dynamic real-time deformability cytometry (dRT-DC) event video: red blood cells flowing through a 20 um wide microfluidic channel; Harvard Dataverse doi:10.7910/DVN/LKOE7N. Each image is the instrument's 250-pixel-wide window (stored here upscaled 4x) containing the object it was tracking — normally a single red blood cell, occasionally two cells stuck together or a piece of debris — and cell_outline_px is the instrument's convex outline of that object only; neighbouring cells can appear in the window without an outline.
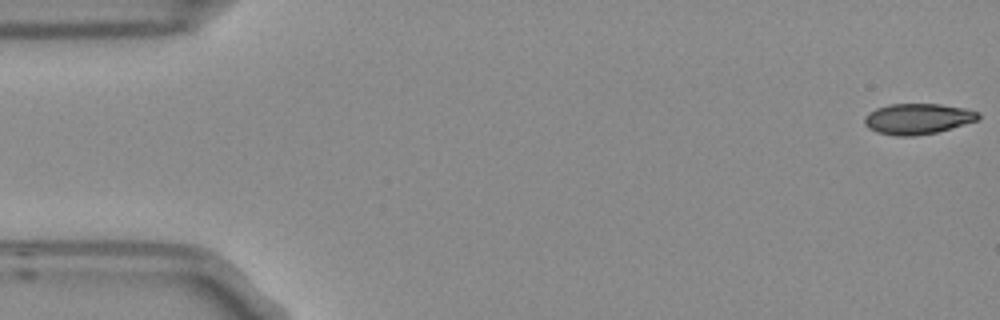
{"species": "Egyptian fruit bat (a non-hibernating species)", "species_latin": "Rousettus aegyptiacus", "temperature_condition": "room temperature", "stored_images_in_passage": 5, "camera_frame_rate_fps": 3000, "um_per_image_px": 0.085, "frame": {"image": 1, "passage_image": 1, "time_ms": 0.0, "image_size_px": [1000, 320], "cell_outline_px": [[980, 120], [936, 132], [912, 136], [896, 136], [876, 132], [868, 128], [864, 124], [864, 116], [868, 112], [876, 108], [888, 104], [940, 104], [964, 108], [980, 112]], "centroid_in_image_um": [77.99, 10.09], "position_along_channel_um": 7.0, "area_um2": 20.52}}
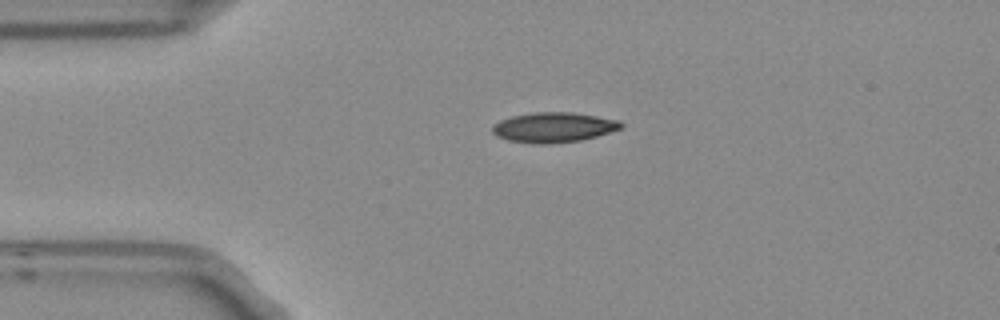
{"frame": {"image": 2, "passage_image": 4, "time_ms": 1.0, "image_size_px": [1000, 320], "cell_outline_px": [[624, 124], [620, 128], [596, 136], [580, 140], [548, 144], [536, 144], [508, 140], [496, 136], [492, 132], [492, 124], [500, 120], [512, 116], [536, 112], [572, 112], [620, 120]], "centroid_in_image_um": [47.02, 10.82], "position_along_channel_um": 38.0, "area_um2": 22.43}}